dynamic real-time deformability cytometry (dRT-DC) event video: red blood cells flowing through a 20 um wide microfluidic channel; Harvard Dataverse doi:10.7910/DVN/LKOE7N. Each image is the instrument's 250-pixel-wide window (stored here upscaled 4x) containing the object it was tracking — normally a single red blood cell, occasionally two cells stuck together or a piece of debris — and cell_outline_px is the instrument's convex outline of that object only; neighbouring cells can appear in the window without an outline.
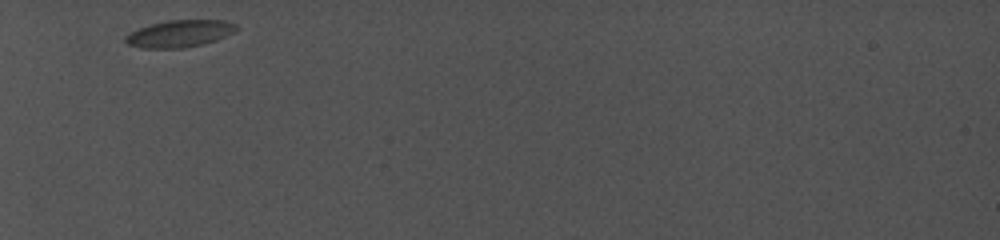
{"species": "common noctule bat (a hibernating species)", "species_latin": "Nyctalus noctula", "temperature_condition": "cold", "stored_images_in_passage": 44, "camera_frame_rate_fps": 5000, "um_per_image_px": 0.085, "animal": {"sex": "female", "body_mass_g": 19.0, "forearm_length_mm": 56.7}, "frame": {"image": 1, "passage_image": 1, "time_ms": 0.0, "image_size_px": [1000, 240], "cell_outline_px": [[240, 28], [216, 40], [204, 44], [184, 48], [140, 48], [128, 44], [124, 40], [124, 36], [128, 32], [148, 24], [168, 20], [224, 20], [236, 24]], "centroid_in_image_um": [15.22, 2.85], "position_along_channel_um": 69.8, "area_um2": 17.69}}
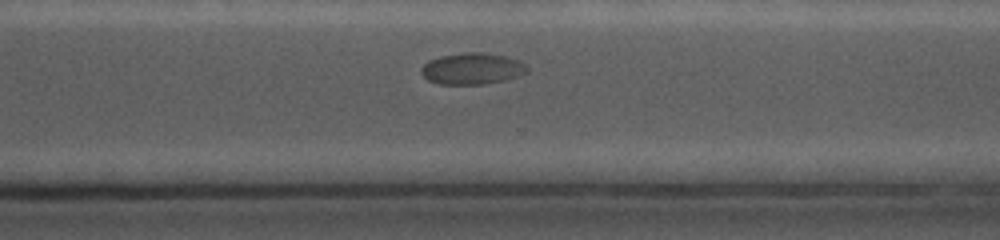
{"frame": {"image": 2, "passage_image": 38, "time_ms": 7.8, "image_size_px": [1000, 240], "cell_outline_px": [[528, 72], [520, 76], [504, 80], [484, 84], [440, 84], [428, 80], [420, 72], [420, 68], [428, 60], [440, 56], [468, 52], [484, 52], [504, 56], [516, 60], [524, 64], [528, 68]], "centroid_in_image_um": [40.12, 5.84], "position_along_channel_um": 330.5, "area_um2": 19.36}}
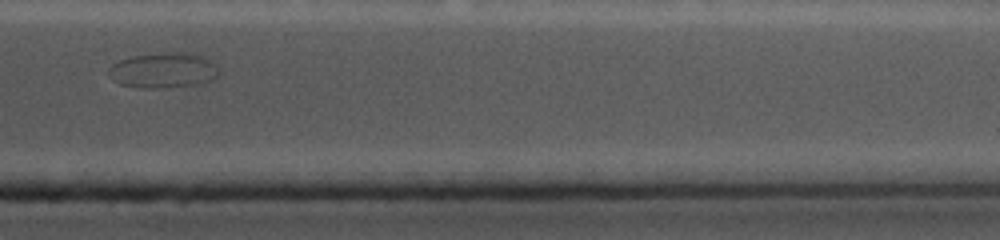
{"frame": {"image": 3, "passage_image": 42, "time_ms": 9.6, "image_size_px": [1000, 240], "cell_outline_px": [[220, 76], [196, 84], [156, 88], [140, 88], [120, 84], [112, 80], [108, 76], [108, 68], [112, 64], [120, 60], [132, 56], [164, 52], [204, 56], [212, 60], [220, 68]], "centroid_in_image_um": [13.87, 5.98], "position_along_channel_um": 397.5, "area_um2": 22.66}, "authors_computed_cell_mechanics": {"area_um2": 18.207, "velocity_mm_per_s": 3.667, "shape_relaxation_time_tau1_ms": 4.8152, "shape_relaxation_time_tau2_ms": null, "deformation_change_tau1": 0.0968, "deformation_change_tau2": null}}